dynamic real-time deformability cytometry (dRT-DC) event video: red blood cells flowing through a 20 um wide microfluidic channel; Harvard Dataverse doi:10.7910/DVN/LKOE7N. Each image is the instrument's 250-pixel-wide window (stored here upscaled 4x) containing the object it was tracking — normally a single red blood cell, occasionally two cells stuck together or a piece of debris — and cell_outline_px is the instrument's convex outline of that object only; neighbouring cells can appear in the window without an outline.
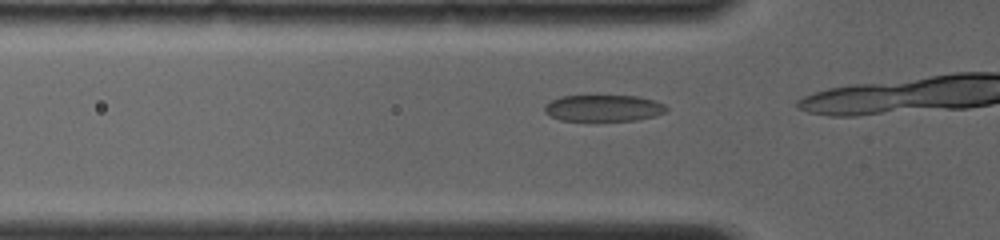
{"species": "common noctule bat (a hibernating species)", "species_latin": "Nyctalus noctula", "temperature_condition": "room temperature", "stored_images_in_passage": 3, "camera_frame_rate_fps": 4000, "um_per_image_px": 0.085, "animal": {"sex": "female", "body_mass_g": 19.0, "forearm_length_mm": 56.7}, "frame": {"image": 1, "passage_image": 2, "time_ms": 0.25, "image_size_px": [1000, 240], "cell_outline_px": [[668, 112], [656, 116], [636, 120], [560, 120], [544, 112], [544, 104], [560, 96], [636, 96], [652, 100], [664, 104], [668, 108]], "centroid_in_image_um": [51.31, 9.19], "position_along_channel_um": 74.5, "area_um2": 18.73}}